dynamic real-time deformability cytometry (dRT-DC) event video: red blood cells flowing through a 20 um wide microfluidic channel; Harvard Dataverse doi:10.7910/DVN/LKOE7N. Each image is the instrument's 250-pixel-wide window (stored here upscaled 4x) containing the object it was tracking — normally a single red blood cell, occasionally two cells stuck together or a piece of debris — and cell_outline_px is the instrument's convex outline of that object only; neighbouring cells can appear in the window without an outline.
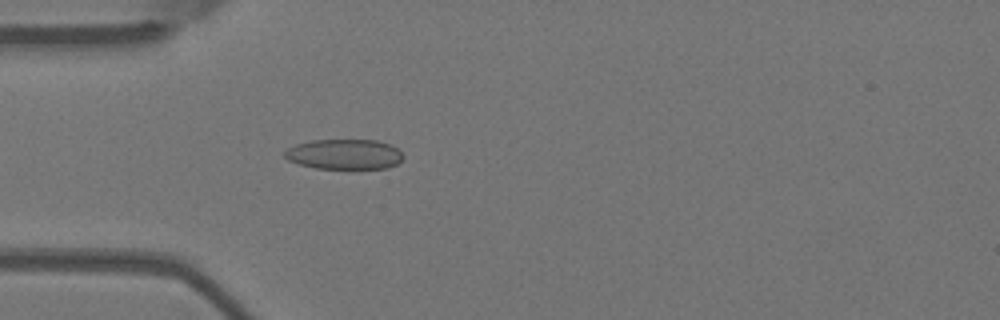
{"species": "Egyptian fruit bat (a non-hibernating species)", "species_latin": "Rousettus aegyptiacus", "temperature_condition": "warm", "stored_images_in_passage": 4, "camera_frame_rate_fps": 3000, "um_per_image_px": 0.085, "animal": {"sex": "female"}, "frame": {"image": 1, "passage_image": 4, "time_ms": 1.0, "image_size_px": [1000, 320], "cell_outline_px": [[404, 156], [396, 164], [388, 168], [316, 168], [300, 164], [288, 160], [284, 156], [284, 152], [288, 148], [296, 144], [312, 140], [376, 140], [388, 144], [396, 148]], "centroid_in_image_um": [29.25, 13.1], "position_along_channel_um": 55.8, "area_um2": 20.58}}